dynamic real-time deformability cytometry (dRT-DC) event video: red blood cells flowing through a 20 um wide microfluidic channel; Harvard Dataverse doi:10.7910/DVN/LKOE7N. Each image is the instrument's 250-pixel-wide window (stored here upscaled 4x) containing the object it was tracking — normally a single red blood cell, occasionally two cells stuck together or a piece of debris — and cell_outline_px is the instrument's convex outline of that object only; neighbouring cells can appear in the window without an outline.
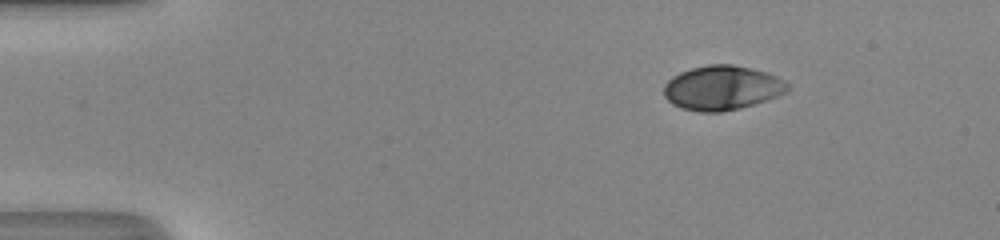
{"species": "human", "species_latin": "Homo sapiens", "temperature_condition": "room temperature", "stored_images_in_passage": 44, "camera_frame_rate_fps": 3000, "um_per_image_px": 0.085, "donor": {"sex": "male"}, "frame": {"image": 1, "passage_image": 1, "time_ms": 0.0, "image_size_px": [1000, 240], "cell_outline_px": [[788, 88], [784, 92], [776, 96], [740, 108], [720, 112], [700, 112], [680, 108], [672, 104], [664, 96], [664, 84], [672, 76], [680, 72], [692, 68], [708, 64], [732, 64], [764, 72], [776, 76], [784, 80], [788, 84]], "centroid_in_image_um": [61.31, 7.47], "position_along_channel_um": 23.7, "area_um2": 31.73}}
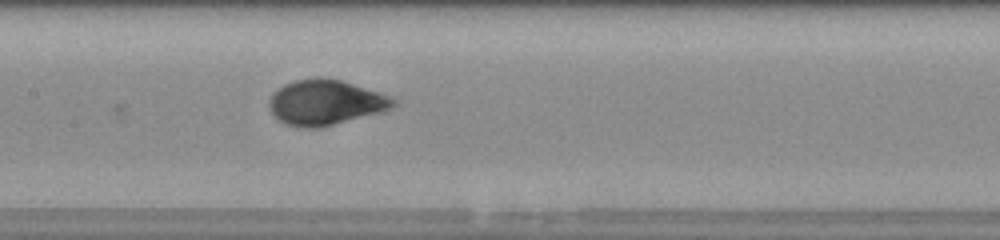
{"frame": {"image": 2, "passage_image": 19, "time_ms": 6.0, "image_size_px": [1000, 240], "cell_outline_px": [[396, 104], [392, 108], [380, 112], [320, 128], [304, 128], [284, 124], [272, 112], [268, 104], [268, 100], [284, 84], [296, 80], [316, 76], [340, 80], [380, 92], [396, 100]], "centroid_in_image_um": [27.67, 8.71], "position_along_channel_um": 179.7, "area_um2": 32.48}}
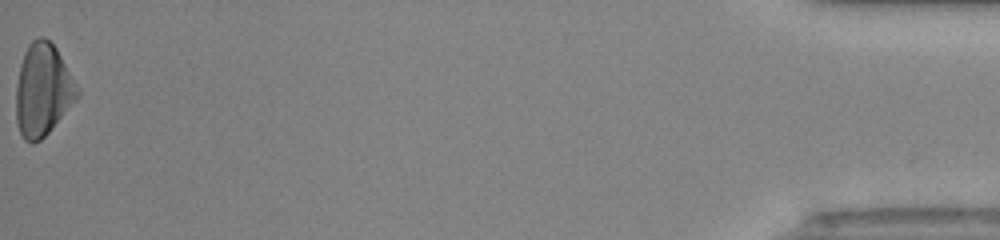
{"frame": {"image": 3, "passage_image": 44, "time_ms": 14.333, "image_size_px": [1000, 240], "cell_outline_px": [[80, 96], [48, 132], [40, 140], [32, 144], [24, 140], [20, 132], [16, 120], [16, 84], [20, 64], [24, 52], [28, 44], [32, 40], [40, 36], [44, 36], [56, 48], [80, 88]], "centroid_in_image_um": [3.64, 7.63], "position_along_channel_um": 431.6, "area_um2": 33.12}, "authors_computed_cell_mechanics": {"area_um2": 31.8478, "velocity_mm_per_s": 4.2114, "shape_relaxation_time_tau1_ms": 3.0538, "shape_relaxation_time_tau2_ms": null, "deformation_change_tau1": 0.1637, "deformation_change_tau2": null}}